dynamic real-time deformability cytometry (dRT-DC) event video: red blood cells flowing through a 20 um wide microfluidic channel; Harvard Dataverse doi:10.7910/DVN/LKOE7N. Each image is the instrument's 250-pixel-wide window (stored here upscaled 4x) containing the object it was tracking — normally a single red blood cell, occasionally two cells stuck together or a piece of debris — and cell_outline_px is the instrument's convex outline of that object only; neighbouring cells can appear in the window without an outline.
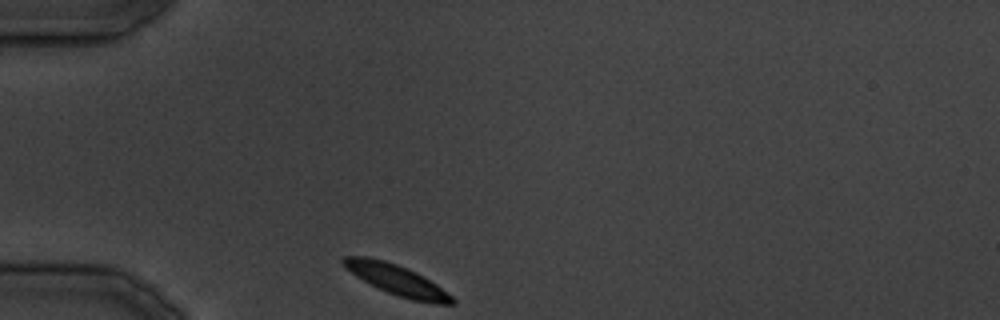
{"species": "common noctule bat (a hibernating species)", "species_latin": "Nyctalus noctula", "temperature_condition": "cold", "stored_images_in_passage": 2, "camera_frame_rate_fps": 3000, "um_per_image_px": 0.085, "animal": {"sex": "male", "body_mass_g": 19.5, "forearm_length_mm": 54.6}, "frame": {"image": 1, "passage_image": 1, "time_ms": 0.0, "image_size_px": [1000, 320], "cell_outline_px": [[456, 304], [432, 304], [412, 300], [388, 292], [356, 276], [340, 260], [344, 256], [368, 256], [384, 260], [408, 268], [424, 276], [436, 284], [452, 296], [456, 300]], "centroid_in_image_um": [33.79, 23.79], "position_along_channel_um": 51.2, "area_um2": 19.02}}